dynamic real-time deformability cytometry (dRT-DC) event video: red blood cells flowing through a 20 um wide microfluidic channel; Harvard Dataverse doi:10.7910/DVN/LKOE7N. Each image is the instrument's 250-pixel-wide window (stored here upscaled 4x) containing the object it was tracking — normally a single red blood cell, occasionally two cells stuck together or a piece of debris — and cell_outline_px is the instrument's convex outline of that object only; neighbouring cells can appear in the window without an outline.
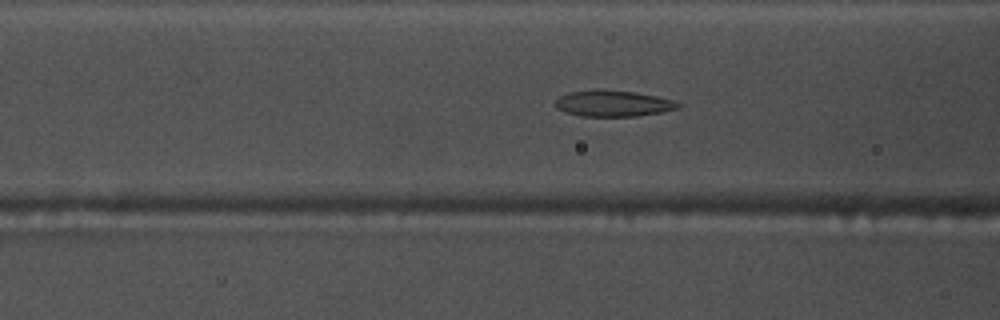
{"species": "common noctule bat (a hibernating species)", "species_latin": "Nyctalus noctula", "temperature_condition": "warm", "stored_images_in_passage": 11, "camera_frame_rate_fps": 3000, "um_per_image_px": 0.085, "animal": {"sex": "male", "body_mass_g": 17.5, "forearm_length_mm": 52.3}, "frame": {"image": 1, "passage_image": 5, "time_ms": 1.333, "image_size_px": [1000, 320], "cell_outline_px": [[684, 104], [680, 108], [660, 112], [636, 116], [580, 116], [564, 112], [556, 108], [552, 104], [560, 96], [568, 92], [632, 92], [656, 96], [676, 100]], "centroid_in_image_um": [52.16, 8.84], "position_along_channel_um": 114.4, "area_um2": 18.15}}
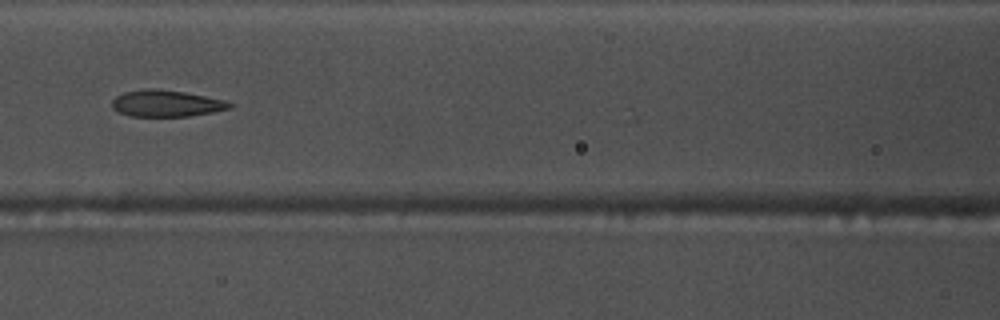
{"frame": {"image": 2, "passage_image": 8, "time_ms": 2.333, "image_size_px": [1000, 320], "cell_outline_px": [[232, 108], [212, 112], [188, 116], [132, 116], [120, 112], [112, 108], [112, 100], [116, 96], [124, 92], [144, 88], [152, 88], [184, 92], [224, 100], [232, 104]], "centroid_in_image_um": [14.11, 8.78], "position_along_channel_um": 152.5, "area_um2": 18.03}}